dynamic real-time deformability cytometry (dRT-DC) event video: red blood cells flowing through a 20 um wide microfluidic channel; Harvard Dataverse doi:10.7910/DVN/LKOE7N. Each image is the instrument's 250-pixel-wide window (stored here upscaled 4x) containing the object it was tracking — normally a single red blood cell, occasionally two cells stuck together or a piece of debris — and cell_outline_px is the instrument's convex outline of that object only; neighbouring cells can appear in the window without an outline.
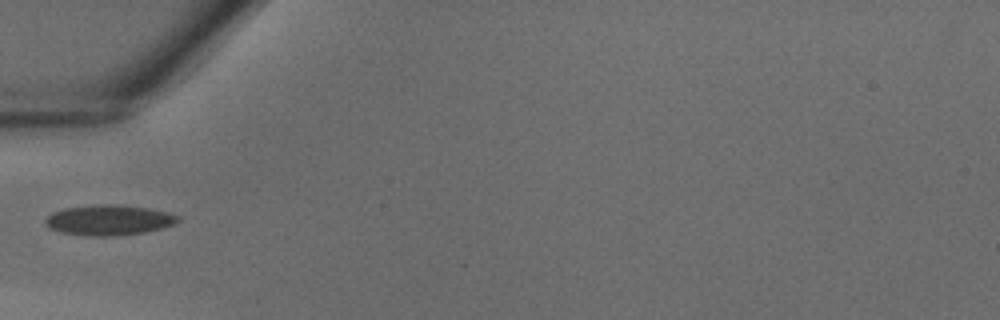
{"species": "common noctule bat (a hibernating species)", "species_latin": "Nyctalus noctula", "temperature_condition": "warm", "stored_images_in_passage": 27, "camera_frame_rate_fps": 3000, "um_per_image_px": 0.085, "animal": {"sex": "male", "body_mass_g": 18.8}, "frame": {"image": 1, "passage_image": 1, "time_ms": 0.0, "image_size_px": [1000, 320], "cell_outline_px": [[180, 220], [164, 228], [144, 232], [116, 236], [92, 236], [60, 232], [48, 228], [44, 224], [44, 220], [52, 212], [64, 208], [104, 204], [112, 204], [148, 208], [168, 212], [180, 216]], "centroid_in_image_um": [9.24, 18.71], "position_along_channel_um": 75.8, "area_um2": 23.47}}
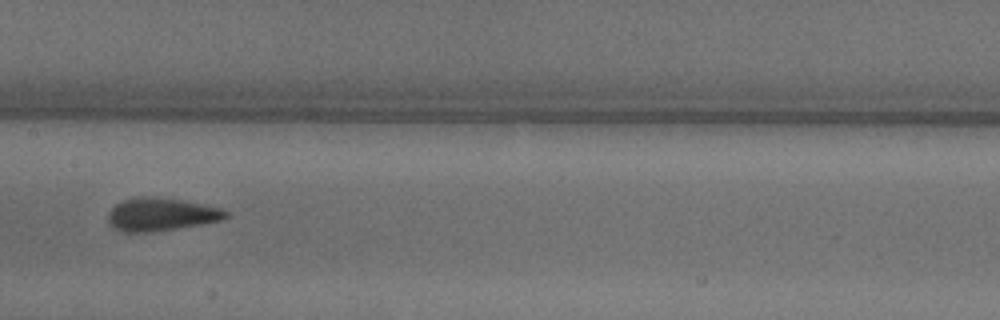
{"frame": {"image": 2, "passage_image": 8, "time_ms": 2.333, "image_size_px": [1000, 320], "cell_outline_px": [[228, 216], [220, 220], [200, 224], [176, 228], [148, 232], [120, 232], [112, 228], [108, 220], [108, 212], [116, 204], [124, 200], [144, 196], [148, 196], [180, 200], [224, 208], [228, 212]], "centroid_in_image_um": [13.66, 18.23], "position_along_channel_um": 193.7, "area_um2": 22.43}}
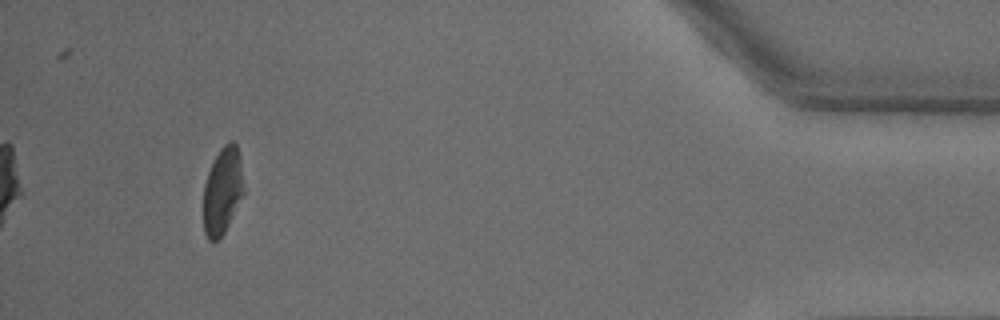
{"frame": {"image": 3, "passage_image": 25, "time_ms": 8.0, "image_size_px": [1000, 320], "cell_outline_px": [[244, 196], [224, 232], [216, 240], [208, 240], [204, 232], [204, 184], [208, 172], [220, 148], [228, 140], [232, 140], [236, 144], [240, 156], [244, 188]], "centroid_in_image_um": [18.93, 16.19], "position_along_channel_um": 416.3, "area_um2": 20.46}}